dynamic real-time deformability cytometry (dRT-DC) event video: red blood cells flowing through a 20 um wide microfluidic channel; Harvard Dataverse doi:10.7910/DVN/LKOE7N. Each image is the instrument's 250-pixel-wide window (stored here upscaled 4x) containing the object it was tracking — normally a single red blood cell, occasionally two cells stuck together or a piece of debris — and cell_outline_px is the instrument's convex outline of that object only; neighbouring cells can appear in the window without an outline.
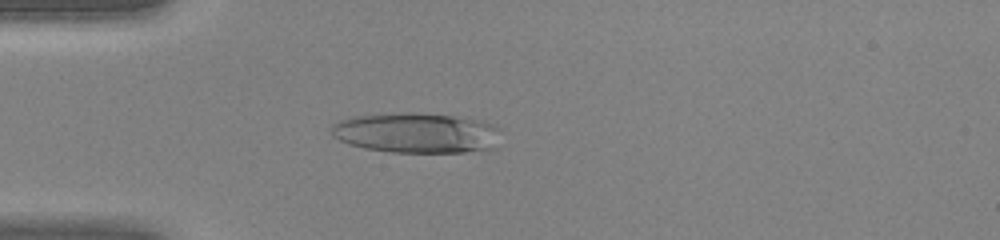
{"species": "human", "species_latin": "Homo sapiens", "temperature_condition": "warm", "stored_images_in_passage": 45, "camera_frame_rate_fps": 3000, "um_per_image_px": 0.085, "donor": {"sex": "female"}, "frame": {"image": 1, "passage_image": 13, "time_ms": 4.0, "image_size_px": [1000, 240], "cell_outline_px": [[500, 128], [496, 148], [464, 152], [392, 152], [364, 148], [348, 144], [332, 136], [332, 124], [340, 120], [352, 116], [392, 112], [404, 112], [452, 116], [480, 120], [496, 124]], "centroid_in_image_um": [35.4, 11.29], "position_along_channel_um": 49.6, "area_um2": 40.06}}
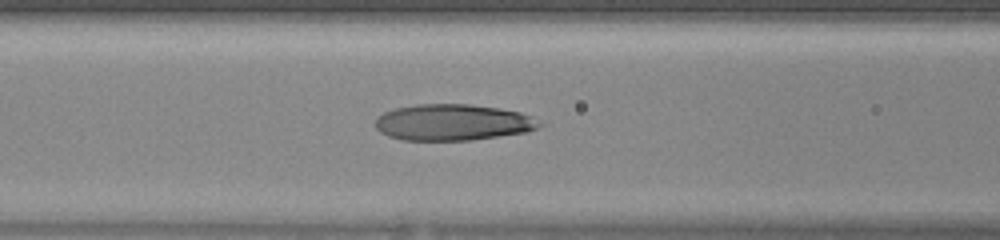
{"frame": {"image": 2, "passage_image": 19, "time_ms": 6.0, "image_size_px": [1000, 240], "cell_outline_px": [[544, 124], [528, 132], [472, 140], [404, 140], [388, 136], [380, 132], [376, 128], [376, 120], [384, 112], [396, 108], [416, 104], [468, 104], [500, 108], [520, 112], [532, 116]], "centroid_in_image_um": [38.52, 10.4], "position_along_channel_um": 128.1, "area_um2": 34.74}}
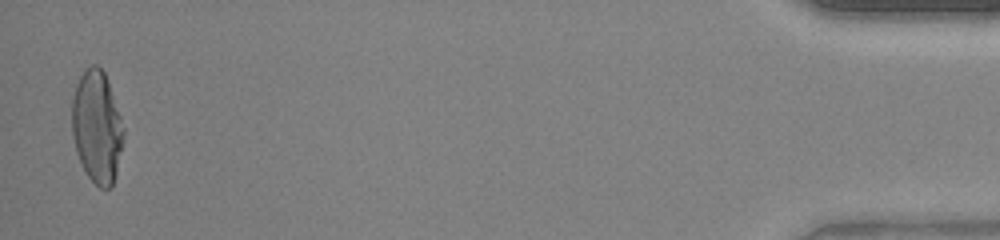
{"frame": {"image": 3, "passage_image": 44, "time_ms": 14.333, "image_size_px": [1000, 240], "cell_outline_px": [[124, 136], [116, 176], [112, 188], [100, 188], [88, 176], [76, 152], [72, 136], [72, 96], [76, 84], [80, 76], [92, 64], [96, 64], [104, 72], [108, 80], [124, 128]], "centroid_in_image_um": [8.24, 10.8], "position_along_channel_um": 427.0, "area_um2": 33.76}}